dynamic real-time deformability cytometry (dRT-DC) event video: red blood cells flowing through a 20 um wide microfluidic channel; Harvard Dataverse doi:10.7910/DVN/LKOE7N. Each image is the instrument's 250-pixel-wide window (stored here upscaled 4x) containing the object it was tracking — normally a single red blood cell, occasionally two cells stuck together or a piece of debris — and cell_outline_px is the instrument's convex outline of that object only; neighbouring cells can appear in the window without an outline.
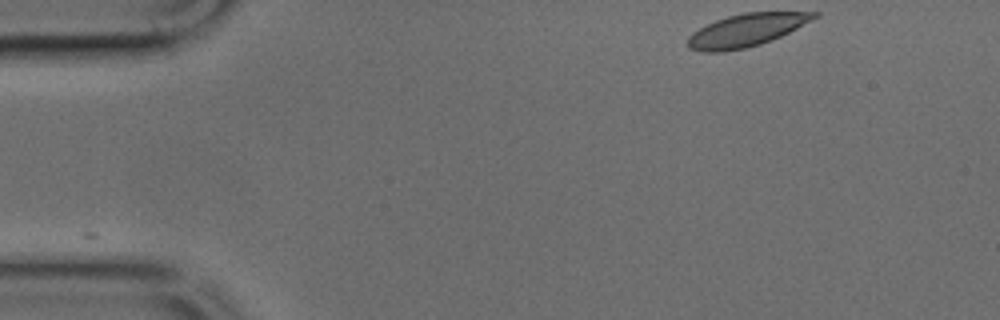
{"species": "common noctule bat (a hibernating species)", "species_latin": "Nyctalus noctula", "temperature_condition": "cold", "stored_images_in_passage": 8, "camera_frame_rate_fps": 3000, "um_per_image_px": 0.085, "animal": {"sex": "male", "body_mass_g": 17.9, "forearm_length_mm": 54.2}, "frame": {"image": 1, "passage_image": 1, "time_ms": 0.0, "image_size_px": [1000, 320], "cell_outline_px": [[820, 16], [772, 40], [760, 44], [744, 48], [724, 52], [700, 52], [688, 48], [688, 36], [692, 32], [716, 20], [728, 16], [744, 12], [820, 12]], "centroid_in_image_um": [63.42, 2.57], "position_along_channel_um": 21.6, "area_um2": 23.99}}